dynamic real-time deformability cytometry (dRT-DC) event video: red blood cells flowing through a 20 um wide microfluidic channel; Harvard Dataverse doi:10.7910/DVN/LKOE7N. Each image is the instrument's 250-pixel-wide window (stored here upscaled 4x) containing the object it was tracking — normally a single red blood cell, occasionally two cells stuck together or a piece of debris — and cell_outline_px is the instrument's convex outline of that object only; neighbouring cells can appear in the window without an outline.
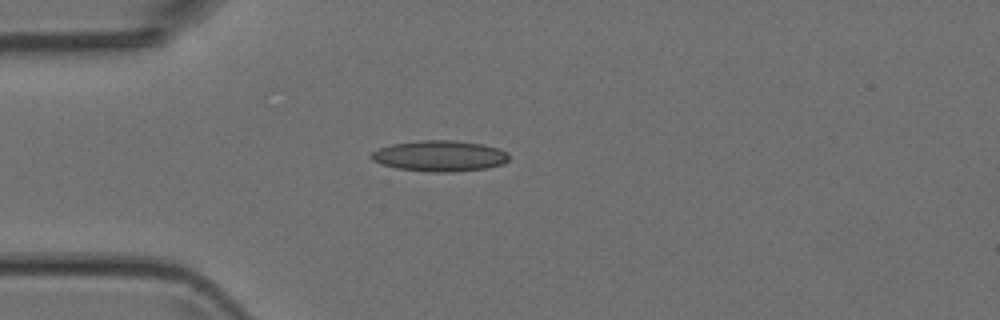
{"species": "Egyptian fruit bat (a non-hibernating species)", "species_latin": "Rousettus aegyptiacus", "temperature_condition": "room temperature", "stored_images_in_passage": 4, "camera_frame_rate_fps": 3000, "um_per_image_px": 0.085, "animal": {"sex": "female"}, "frame": {"image": 1, "passage_image": 4, "time_ms": 3.333, "image_size_px": [1000, 320], "cell_outline_px": [[508, 160], [504, 164], [484, 168], [452, 172], [432, 172], [396, 168], [380, 164], [372, 160], [368, 156], [372, 152], [380, 148], [392, 144], [420, 140], [456, 140], [484, 144], [500, 148], [508, 152]], "centroid_in_image_um": [37.38, 13.25], "position_along_channel_um": 47.6, "area_um2": 24.97}}